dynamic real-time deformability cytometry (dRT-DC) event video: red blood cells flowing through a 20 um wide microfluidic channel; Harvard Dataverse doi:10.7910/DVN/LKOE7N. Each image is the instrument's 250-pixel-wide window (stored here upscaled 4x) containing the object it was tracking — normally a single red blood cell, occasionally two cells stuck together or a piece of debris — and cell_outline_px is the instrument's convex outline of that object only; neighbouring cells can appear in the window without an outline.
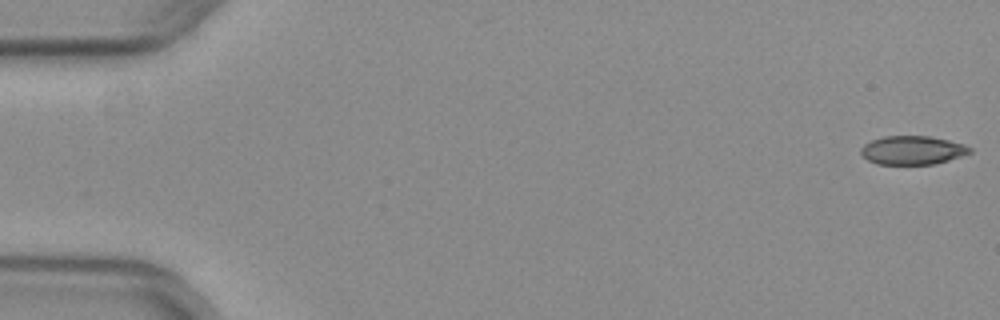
{"species": "common noctule bat (a hibernating species)", "species_latin": "Nyctalus noctula", "temperature_condition": "warm", "stored_images_in_passage": 51, "camera_frame_rate_fps": 3000, "um_per_image_px": 0.085, "animal": {"sex": "female", "body_mass_g": 29.2, "forearm_length_mm": 56.3}, "frame": {"image": 1, "passage_image": 1, "time_ms": 0.0, "image_size_px": [1000, 320], "cell_outline_px": [[972, 152], [948, 160], [932, 164], [876, 164], [868, 160], [860, 152], [860, 148], [864, 144], [872, 140], [884, 136], [928, 136], [948, 140], [964, 144], [972, 148]], "centroid_in_image_um": [77.55, 12.76], "position_along_channel_um": 7.5, "area_um2": 18.09}}
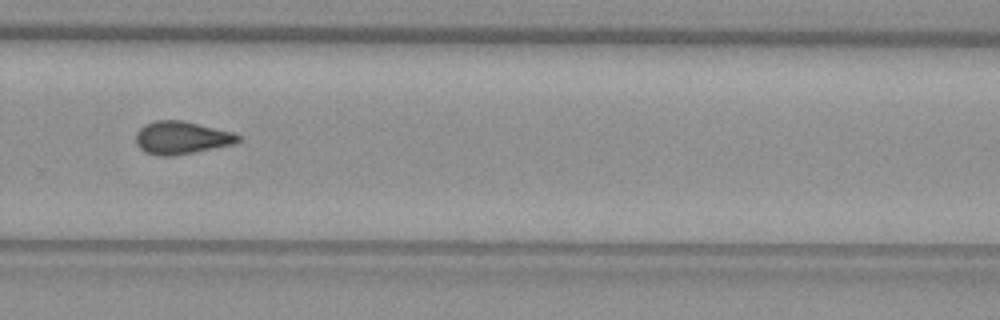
{"frame": {"image": 2, "passage_image": 36, "time_ms": 11.667, "image_size_px": [1000, 320], "cell_outline_px": [[240, 140], [236, 144], [172, 156], [156, 156], [144, 152], [136, 144], [136, 132], [144, 124], [156, 120], [184, 120], [232, 132], [240, 136]], "centroid_in_image_um": [15.41, 11.71], "position_along_channel_um": 314.4, "area_um2": 19.71}}
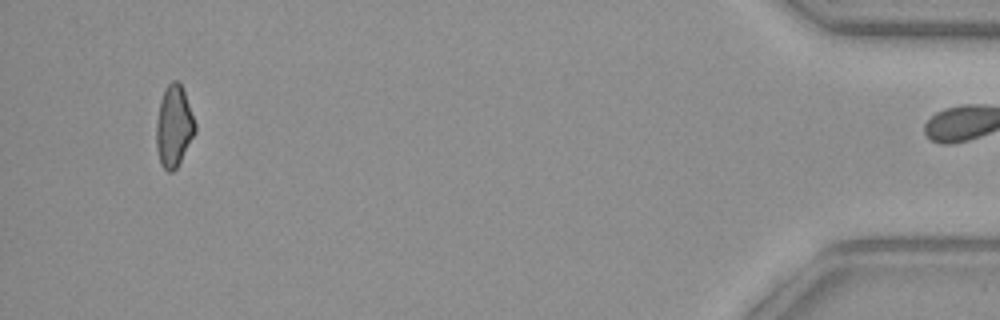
{"frame": {"image": 3, "passage_image": 50, "time_ms": 16.333, "image_size_px": [1000, 320], "cell_outline_px": [[196, 132], [176, 168], [172, 172], [168, 172], [160, 164], [156, 148], [156, 124], [160, 100], [168, 84], [172, 80], [176, 80], [180, 84], [184, 92], [196, 124]], "centroid_in_image_um": [14.77, 10.75], "position_along_channel_um": 420.4, "area_um2": 18.26}, "authors_computed_cell_mechanics": {"area_um2": 19.4208, "velocity_mm_per_s": 3.9894, "shape_relaxation_time_tau1_ms": null, "shape_relaxation_time_tau2_ms": 2.788, "deformation_change_tau1": null, "deformation_change_tau2": 0.0963}}